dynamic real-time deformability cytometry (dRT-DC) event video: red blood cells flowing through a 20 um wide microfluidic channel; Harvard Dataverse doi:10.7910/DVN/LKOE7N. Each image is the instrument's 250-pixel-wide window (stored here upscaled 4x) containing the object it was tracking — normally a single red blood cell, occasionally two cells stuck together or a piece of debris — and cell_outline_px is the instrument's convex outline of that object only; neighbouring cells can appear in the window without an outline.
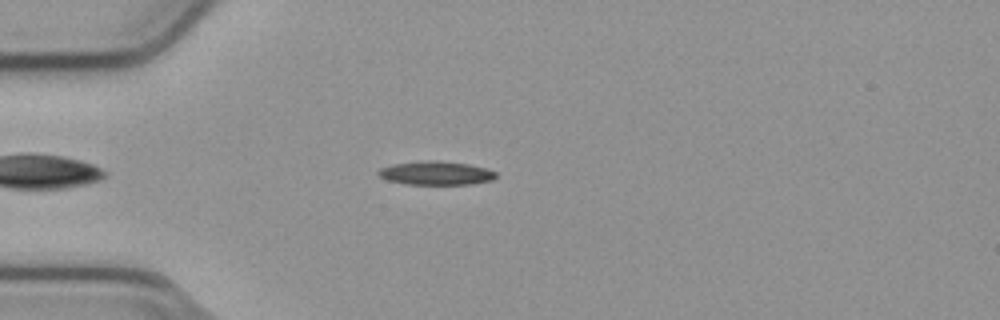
{"species": "common noctule bat (a hibernating species)", "species_latin": "Nyctalus noctula", "temperature_condition": "cold", "stored_images_in_passage": 47, "camera_frame_rate_fps": 3000, "um_per_image_px": 0.085, "animal": {"sex": "male", "body_mass_g": 23.1, "forearm_length_mm": 52.7}, "frame": {"image": 1, "passage_image": 8, "time_ms": 2.333, "image_size_px": [1000, 320], "cell_outline_px": [[496, 176], [492, 180], [468, 184], [408, 184], [388, 180], [380, 176], [376, 172], [380, 168], [392, 164], [428, 160], [432, 160], [468, 164], [484, 168], [496, 172]], "centroid_in_image_um": [37.03, 14.71], "position_along_channel_um": 48.0, "area_um2": 15.95}}
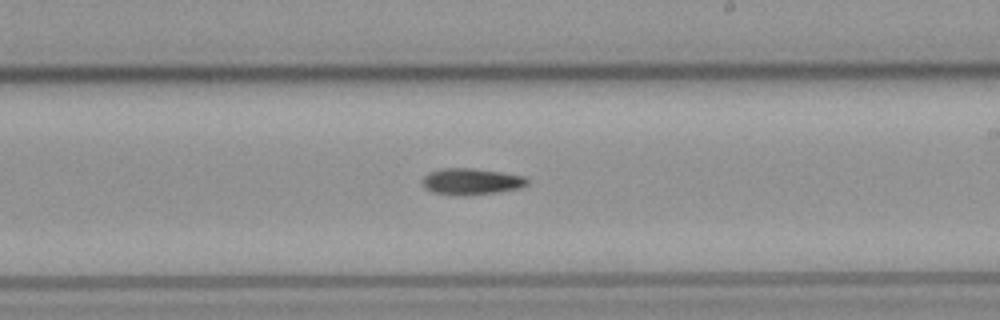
{"frame": {"image": 2, "passage_image": 25, "time_ms": 8.0, "image_size_px": [1000, 320], "cell_outline_px": [[528, 184], [520, 188], [496, 192], [468, 196], [456, 196], [432, 192], [424, 188], [424, 176], [428, 172], [444, 168], [472, 168], [500, 172], [524, 176], [528, 180]], "centroid_in_image_um": [40.05, 15.44], "position_along_channel_um": 249.0, "area_um2": 16.18}}
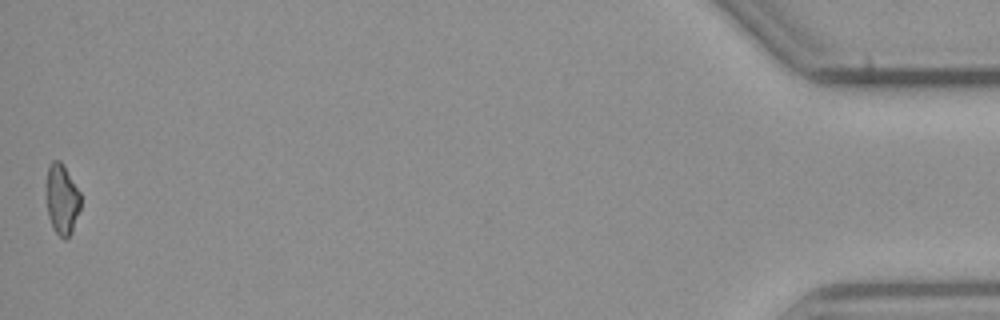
{"frame": {"image": 3, "passage_image": 47, "time_ms": 15.333, "image_size_px": [1000, 320], "cell_outline_px": [[80, 208], [72, 232], [64, 240], [52, 228], [48, 216], [48, 164], [52, 160], [60, 160], [64, 164], [80, 192]], "centroid_in_image_um": [5.29, 16.93], "position_along_channel_um": 429.9, "area_um2": 13.87}}